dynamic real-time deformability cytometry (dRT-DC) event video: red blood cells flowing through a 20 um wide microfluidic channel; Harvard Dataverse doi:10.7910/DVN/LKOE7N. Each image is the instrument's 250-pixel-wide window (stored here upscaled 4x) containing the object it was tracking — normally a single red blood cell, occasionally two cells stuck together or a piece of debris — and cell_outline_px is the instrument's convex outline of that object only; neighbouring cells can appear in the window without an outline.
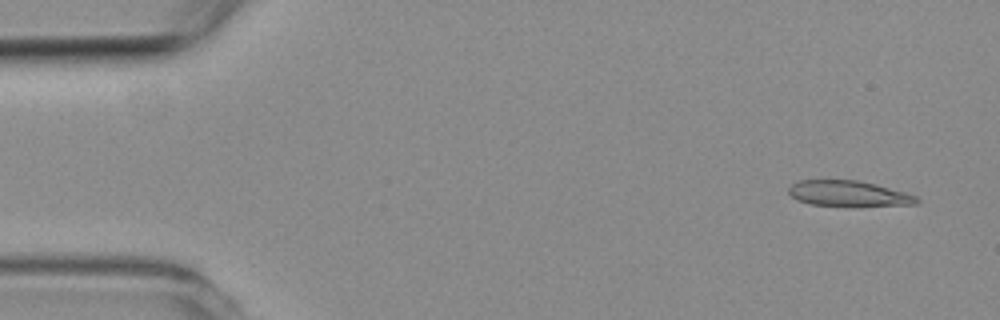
{"species": "common noctule bat (a hibernating species)", "species_latin": "Nyctalus noctula", "temperature_condition": "room temperature", "stored_images_in_passage": 3, "camera_frame_rate_fps": 3000, "um_per_image_px": 0.085, "animal": {"sex": "female", "body_mass_g": 19.3, "forearm_length_mm": 54.1}, "frame": {"image": 1, "passage_image": 1, "time_ms": 0.0, "image_size_px": [1000, 320], "cell_outline_px": [[920, 200], [916, 204], [812, 204], [796, 200], [788, 192], [788, 188], [796, 180], [856, 180], [876, 184], [904, 192], [916, 196]], "centroid_in_image_um": [72.05, 16.41], "position_along_channel_um": 13.0, "area_um2": 18.26}}
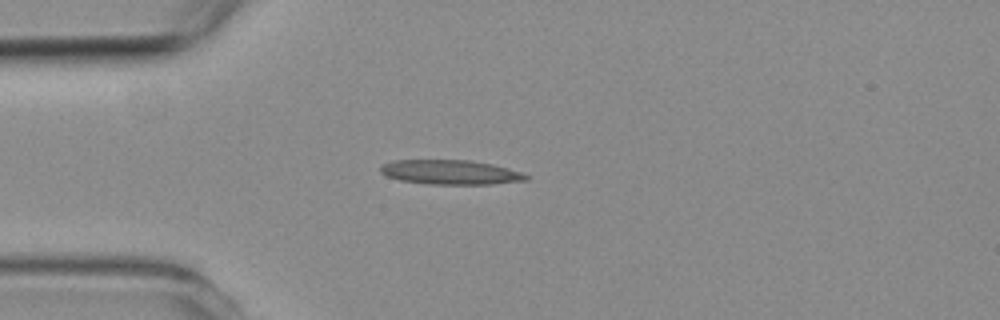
{"frame": {"image": 2, "passage_image": 3, "time_ms": 3.333, "image_size_px": [1000, 320], "cell_outline_px": [[528, 180], [488, 184], [424, 184], [400, 180], [388, 176], [380, 172], [380, 164], [392, 160], [472, 160], [492, 164], [520, 172], [528, 176]], "centroid_in_image_um": [38.23, 14.63], "position_along_channel_um": 46.8, "area_um2": 20.75}}